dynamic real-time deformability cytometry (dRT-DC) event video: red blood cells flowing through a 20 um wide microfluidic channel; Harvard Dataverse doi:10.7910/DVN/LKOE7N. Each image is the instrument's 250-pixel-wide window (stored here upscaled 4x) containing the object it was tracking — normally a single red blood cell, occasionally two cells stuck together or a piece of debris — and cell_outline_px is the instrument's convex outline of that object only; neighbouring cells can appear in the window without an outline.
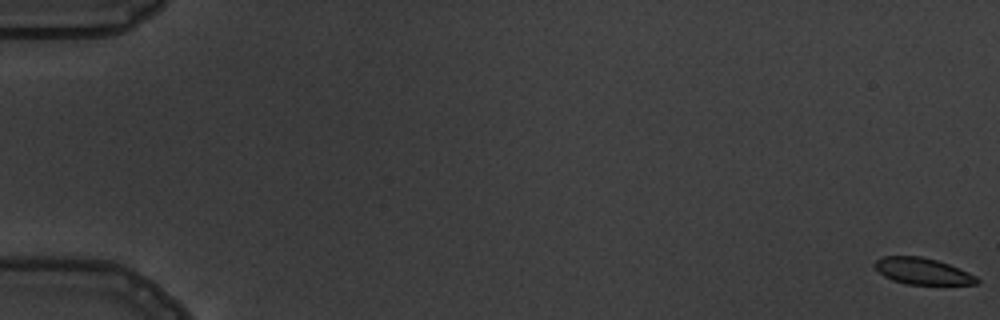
{"species": "common noctule bat (a hibernating species)", "species_latin": "Nyctalus noctula", "temperature_condition": "warm", "stored_images_in_passage": 6, "camera_frame_rate_fps": 3000, "um_per_image_px": 0.085, "animal": {"sex": "male", "body_mass_g": 19.5, "forearm_length_mm": 54.6}, "frame": {"image": 1, "passage_image": 1, "time_ms": 0.0, "image_size_px": [1000, 320], "cell_outline_px": [[980, 284], [904, 284], [892, 280], [884, 276], [872, 264], [876, 260], [884, 256], [920, 256], [936, 260], [960, 268], [976, 276], [980, 280]], "centroid_in_image_um": [78.42, 23.05], "position_along_channel_um": 6.6, "area_um2": 15.72}}
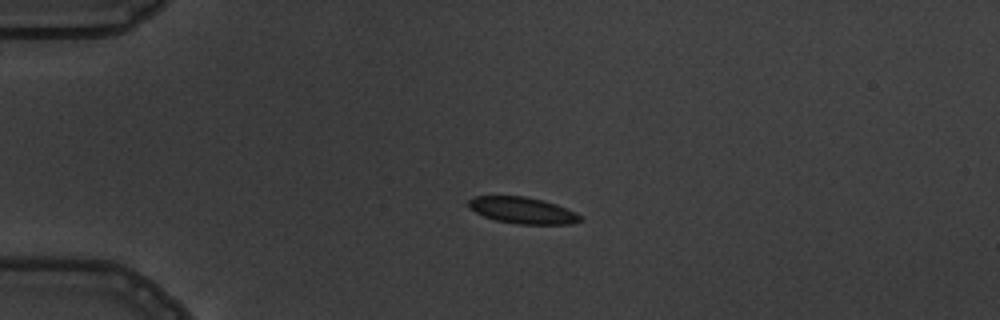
{"frame": {"image": 2, "passage_image": 5, "time_ms": 4.667, "image_size_px": [1000, 320], "cell_outline_px": [[580, 220], [572, 224], [516, 224], [496, 220], [484, 216], [468, 208], [468, 200], [476, 196], [524, 196], [544, 200], [556, 204], [576, 212], [580, 216]], "centroid_in_image_um": [44.4, 17.88], "position_along_channel_um": 40.6, "area_um2": 17.17}}